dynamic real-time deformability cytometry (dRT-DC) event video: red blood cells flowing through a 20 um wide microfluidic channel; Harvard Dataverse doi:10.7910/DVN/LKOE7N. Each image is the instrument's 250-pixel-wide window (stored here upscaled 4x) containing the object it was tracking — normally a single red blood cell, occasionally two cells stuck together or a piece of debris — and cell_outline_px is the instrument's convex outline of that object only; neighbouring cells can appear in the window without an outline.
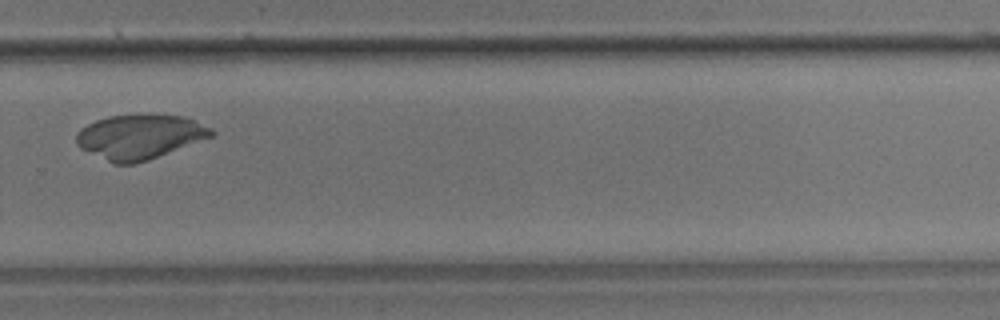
{"species": "common noctule bat (a hibernating species)", "species_latin": "Nyctalus noctula", "temperature_condition": "room temperature", "stored_images_in_passage": 37, "camera_frame_rate_fps": 3000, "um_per_image_px": 0.085, "animal": {"sex": "male", "body_mass_g": 17.9}, "frame": {"image": 1, "passage_image": 23, "time_ms": 7.333, "image_size_px": [1000, 320], "cell_outline_px": [[216, 132], [212, 136], [148, 160], [136, 164], [112, 164], [80, 148], [76, 144], [76, 136], [80, 128], [96, 120], [108, 116], [184, 116], [212, 128]], "centroid_in_image_um": [11.84, 11.65], "position_along_channel_um": 318.0, "area_um2": 34.56}}
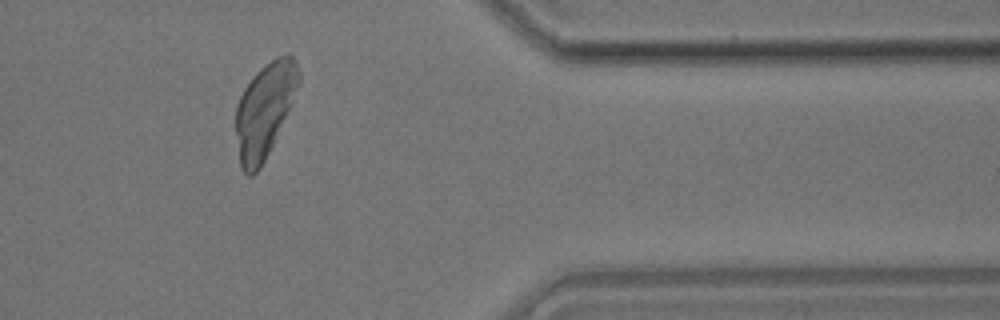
{"frame": {"image": 2, "passage_image": 29, "time_ms": 9.333, "image_size_px": [1000, 320], "cell_outline_px": [[300, 84], [272, 144], [260, 168], [252, 176], [248, 176], [240, 168], [236, 132], [236, 108], [240, 96], [244, 88], [252, 76], [264, 64], [280, 56], [292, 56], [300, 72]], "centroid_in_image_um": [22.47, 9.36], "position_along_channel_um": 388.9, "area_um2": 33.99}}